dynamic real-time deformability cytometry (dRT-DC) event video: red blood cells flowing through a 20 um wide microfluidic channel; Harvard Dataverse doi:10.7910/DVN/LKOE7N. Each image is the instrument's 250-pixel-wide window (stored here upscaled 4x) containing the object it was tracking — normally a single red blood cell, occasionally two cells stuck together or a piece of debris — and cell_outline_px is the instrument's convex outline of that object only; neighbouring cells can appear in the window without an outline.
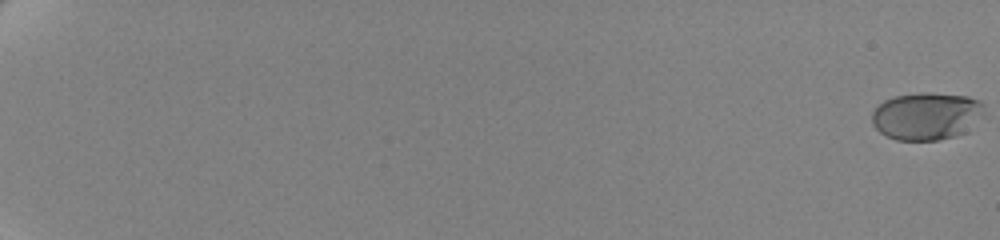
{"species": "human", "species_latin": "Homo sapiens", "temperature_condition": "cold", "stored_images_in_passage": 64, "camera_frame_rate_fps": 3000, "um_per_image_px": 0.085, "donor": {"sex": "female"}, "frame": {"image": 1, "passage_image": 1, "time_ms": 0.0, "image_size_px": [1000, 240], "cell_outline_px": [[984, 116], [964, 132], [956, 136], [936, 140], [896, 140], [880, 132], [872, 124], [872, 112], [884, 100], [896, 96], [968, 96], [980, 100], [984, 104]], "centroid_in_image_um": [78.77, 9.92], "position_along_channel_um": 6.2, "area_um2": 30.11}}
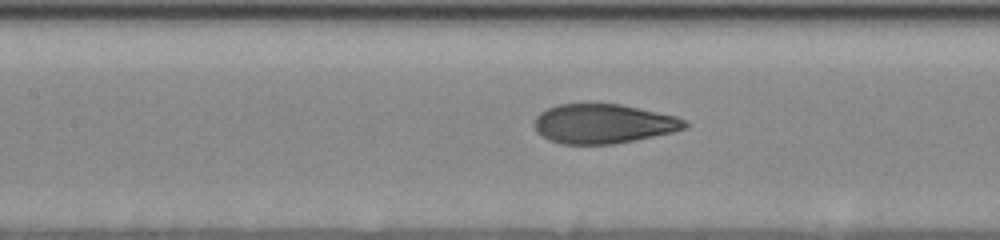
{"frame": {"image": 2, "passage_image": 35, "time_ms": 11.333, "image_size_px": [1000, 240], "cell_outline_px": [[692, 124], [684, 128], [672, 132], [612, 144], [560, 144], [548, 140], [540, 136], [536, 132], [536, 116], [540, 112], [556, 104], [620, 104], [676, 116]], "centroid_in_image_um": [51.25, 10.52], "position_along_channel_um": 156.1, "area_um2": 34.39}}
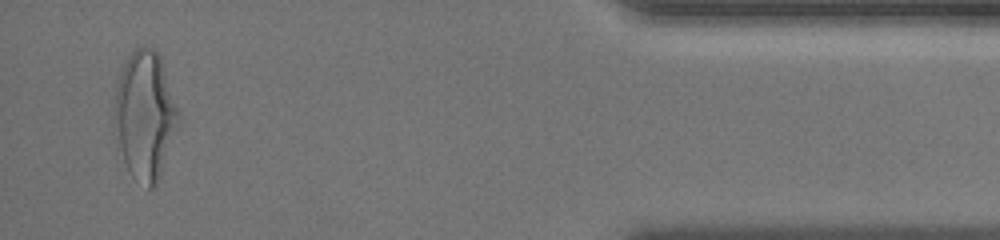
{"frame": {"image": 3, "passage_image": 62, "time_ms": 20.333, "image_size_px": [1000, 240], "cell_outline_px": [[180, 120], [160, 176], [156, 184], [152, 188], [148, 188], [132, 176], [124, 160], [112, 124], [112, 116], [116, 88], [120, 72], [128, 56], [140, 44], [144, 44], [156, 48], [160, 56], [180, 112]], "centroid_in_image_um": [12.32, 9.74], "position_along_channel_um": 422.9, "area_um2": 48.26}, "authors_computed_cell_mechanics": {"area_um2": 34.8245, "velocity_mm_per_s": 3.4864, "shape_relaxation_time_tau1_ms": 5.1873, "shape_relaxation_time_tau2_ms": null, "deformation_change_tau1": 0.1868, "deformation_change_tau2": null}}